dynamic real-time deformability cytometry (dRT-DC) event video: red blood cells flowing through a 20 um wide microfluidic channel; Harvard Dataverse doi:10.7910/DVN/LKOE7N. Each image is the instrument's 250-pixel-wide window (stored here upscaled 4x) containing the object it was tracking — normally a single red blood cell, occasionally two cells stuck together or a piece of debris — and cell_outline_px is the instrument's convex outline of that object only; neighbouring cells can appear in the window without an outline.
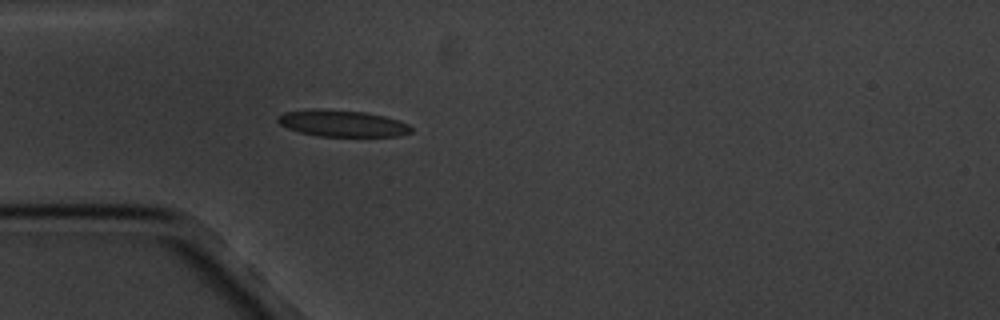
{"species": "common noctule bat (a hibernating species)", "species_latin": "Nyctalus noctula", "temperature_condition": "cold", "stored_images_in_passage": 5, "camera_frame_rate_fps": 3000, "um_per_image_px": 0.085, "animal": {"sex": "male", "body_mass_g": 20.1, "forearm_length_mm": 53.5}, "frame": {"image": 1, "passage_image": 5, "time_ms": 5.333, "image_size_px": [1000, 320], "cell_outline_px": [[412, 132], [400, 136], [316, 136], [300, 132], [288, 128], [280, 124], [276, 120], [276, 116], [284, 112], [316, 108], [364, 112], [384, 116], [400, 120], [408, 124], [412, 128]], "centroid_in_image_um": [29.08, 10.48], "position_along_channel_um": 55.9, "area_um2": 20.75}}